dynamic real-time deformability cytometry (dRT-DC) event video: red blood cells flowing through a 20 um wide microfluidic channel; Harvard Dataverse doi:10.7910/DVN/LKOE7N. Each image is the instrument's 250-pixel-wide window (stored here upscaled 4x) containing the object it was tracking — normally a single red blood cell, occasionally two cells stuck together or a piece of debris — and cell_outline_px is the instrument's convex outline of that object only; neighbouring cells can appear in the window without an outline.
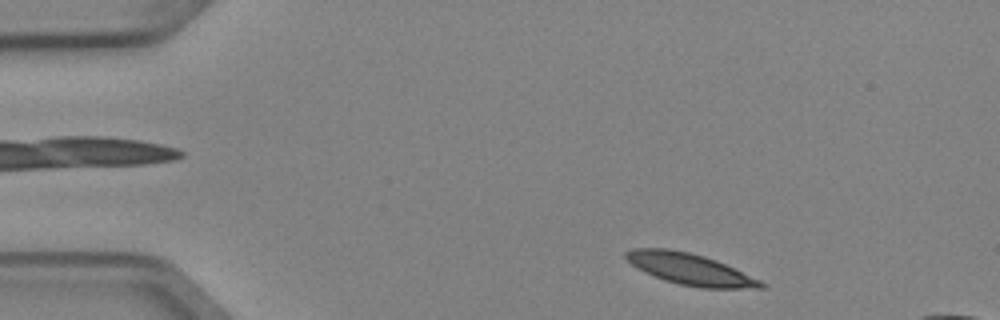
{"species": "Egyptian fruit bat (a non-hibernating species)", "species_latin": "Rousettus aegyptiacus", "temperature_condition": "cold", "stored_images_in_passage": 5, "camera_frame_rate_fps": 3000, "um_per_image_px": 0.085, "animal": {"sex": "female"}, "frame": {"image": 1, "passage_image": 5, "time_ms": 1.333, "image_size_px": [1000, 320], "cell_outline_px": [[768, 284], [764, 288], [700, 288], [680, 284], [664, 280], [644, 272], [632, 264], [624, 256], [624, 252], [632, 248], [668, 248], [688, 252], [704, 256], [716, 260], [760, 280]], "centroid_in_image_um": [58.64, 22.87], "position_along_channel_um": 26.4, "area_um2": 24.57}}